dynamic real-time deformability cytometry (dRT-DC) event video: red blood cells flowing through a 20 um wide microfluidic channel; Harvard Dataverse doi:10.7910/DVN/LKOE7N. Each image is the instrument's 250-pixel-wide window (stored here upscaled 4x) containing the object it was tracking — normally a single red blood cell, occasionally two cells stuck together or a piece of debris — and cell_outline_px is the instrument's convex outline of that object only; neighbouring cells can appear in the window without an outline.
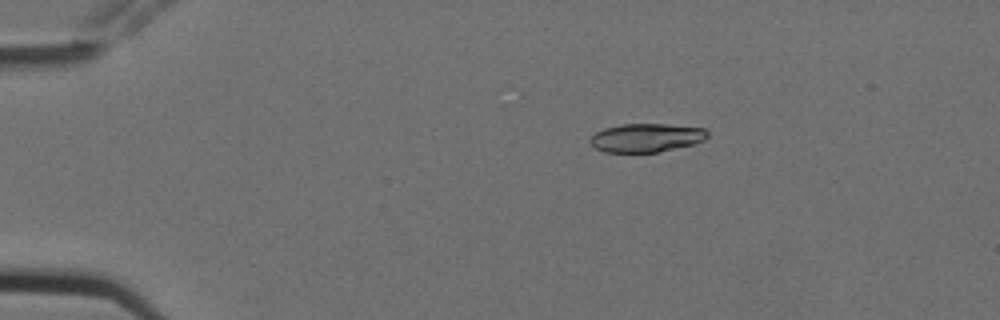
{"species": "Egyptian fruit bat (a non-hibernating species)", "species_latin": "Rousettus aegyptiacus", "temperature_condition": "cold", "stored_images_in_passage": 4, "camera_frame_rate_fps": 3000, "um_per_image_px": 0.085, "animal": {"sex": "female"}, "frame": {"image": 1, "passage_image": 2, "time_ms": 0.333, "image_size_px": [1000, 320], "cell_outline_px": [[708, 136], [704, 140], [692, 144], [656, 152], [604, 152], [596, 148], [588, 140], [596, 132], [604, 128], [620, 124], [668, 124], [704, 128], [708, 132]], "centroid_in_image_um": [54.92, 11.7], "position_along_channel_um": 30.1, "area_um2": 19.42}}